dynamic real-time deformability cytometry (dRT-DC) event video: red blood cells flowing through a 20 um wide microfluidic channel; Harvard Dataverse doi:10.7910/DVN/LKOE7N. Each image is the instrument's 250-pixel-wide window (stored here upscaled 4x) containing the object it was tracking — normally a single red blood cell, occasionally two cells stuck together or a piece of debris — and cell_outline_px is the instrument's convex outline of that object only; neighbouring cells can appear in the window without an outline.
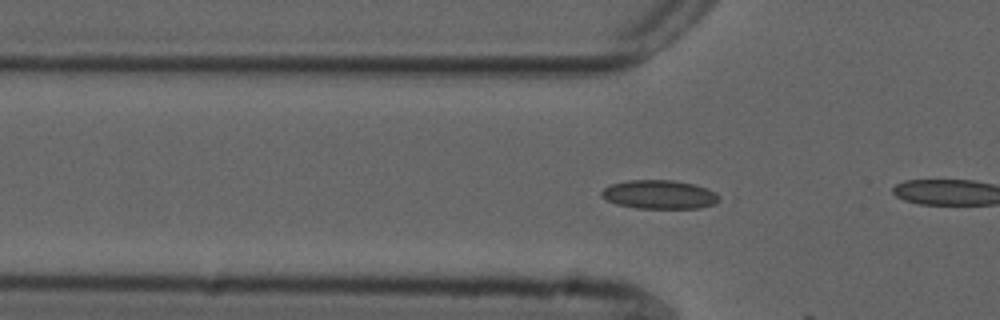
{"species": "common noctule bat (a hibernating species)", "species_latin": "Nyctalus noctula", "temperature_condition": "cold", "stored_images_in_passage": 18, "camera_frame_rate_fps": 3000, "um_per_image_px": 0.085, "animal": {"sex": "male", "forearm_length_mm": 52.5}, "frame": {"image": 1, "passage_image": 17, "time_ms": 5.333, "image_size_px": [1000, 320], "cell_outline_px": [[724, 200], [716, 204], [700, 208], [636, 208], [616, 204], [600, 196], [600, 192], [604, 188], [612, 184], [628, 180], [672, 180], [696, 184], [716, 192]], "centroid_in_image_um": [56.11, 16.54], "position_along_channel_um": 69.7, "area_um2": 20.0}}